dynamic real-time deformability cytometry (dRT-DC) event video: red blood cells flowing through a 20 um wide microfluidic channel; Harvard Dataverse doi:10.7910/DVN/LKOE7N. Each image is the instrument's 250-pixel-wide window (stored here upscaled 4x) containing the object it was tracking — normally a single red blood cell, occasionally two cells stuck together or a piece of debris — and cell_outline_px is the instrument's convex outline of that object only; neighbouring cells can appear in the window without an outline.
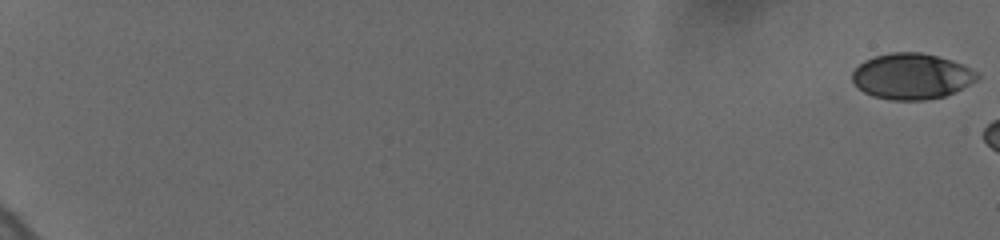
{"species": "human", "species_latin": "Homo sapiens", "temperature_condition": "cold", "stored_images_in_passage": 22, "camera_frame_rate_fps": 3000, "um_per_image_px": 0.085, "donor": {"sex": "female"}, "frame": {"image": 1, "passage_image": 1, "time_ms": 0.0, "image_size_px": [1000, 240], "cell_outline_px": [[980, 76], [976, 80], [944, 96], [928, 100], [892, 100], [872, 96], [864, 92], [852, 80], [852, 72], [864, 60], [876, 56], [892, 52], [920, 52], [952, 60], [980, 72]], "centroid_in_image_um": [77.49, 6.48], "position_along_channel_um": 7.5, "area_um2": 33.18}}